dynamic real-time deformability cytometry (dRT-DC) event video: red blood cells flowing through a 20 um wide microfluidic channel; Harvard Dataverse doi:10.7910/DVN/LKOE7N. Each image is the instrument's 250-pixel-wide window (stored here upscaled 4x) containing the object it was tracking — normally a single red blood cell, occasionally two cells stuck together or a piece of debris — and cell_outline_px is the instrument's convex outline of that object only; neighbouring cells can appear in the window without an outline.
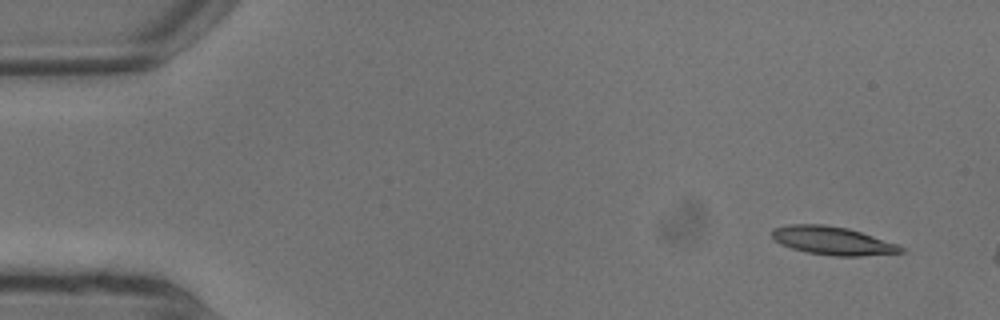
{"species": "common noctule bat (a hibernating species)", "species_latin": "Nyctalus noctula", "temperature_condition": "warm", "stored_images_in_passage": 4, "camera_frame_rate_fps": 3000, "um_per_image_px": 0.085, "animal": {"sex": "male", "body_mass_g": 13.3}, "frame": {"image": 1, "passage_image": 1, "time_ms": 0.0, "image_size_px": [1000, 320], "cell_outline_px": [[904, 252], [860, 256], [832, 256], [808, 252], [792, 248], [780, 244], [772, 236], [772, 228], [788, 224], [824, 224], [848, 228], [900, 244], [904, 248]], "centroid_in_image_um": [70.79, 20.45], "position_along_channel_um": 14.2, "area_um2": 21.33}}